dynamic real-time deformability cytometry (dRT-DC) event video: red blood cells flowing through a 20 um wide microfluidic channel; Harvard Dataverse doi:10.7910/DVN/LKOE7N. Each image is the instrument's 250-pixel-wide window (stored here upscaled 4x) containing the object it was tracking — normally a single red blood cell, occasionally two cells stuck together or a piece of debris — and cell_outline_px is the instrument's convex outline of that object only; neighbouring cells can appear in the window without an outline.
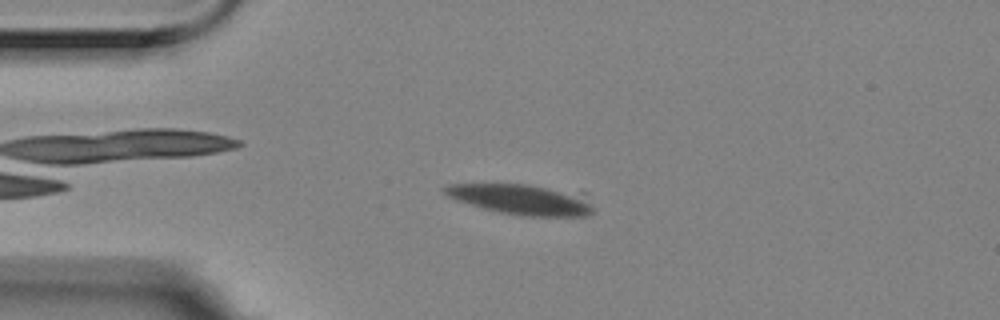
{"species": "Egyptian fruit bat (a non-hibernating species)", "species_latin": "Rousettus aegyptiacus", "temperature_condition": "room temperature", "stored_images_in_passage": 3, "camera_frame_rate_fps": 3000, "um_per_image_px": 0.085, "animal": {"sex": "female"}, "frame": {"image": 1, "passage_image": 2, "time_ms": 0.333, "image_size_px": [1000, 320], "cell_outline_px": [[592, 212], [588, 216], [520, 216], [500, 212], [484, 208], [456, 200], [448, 196], [440, 188], [448, 184], [524, 184], [588, 192], [592, 204]], "centroid_in_image_um": [44.44, 16.93], "position_along_channel_um": 40.6, "area_um2": 26.88}}